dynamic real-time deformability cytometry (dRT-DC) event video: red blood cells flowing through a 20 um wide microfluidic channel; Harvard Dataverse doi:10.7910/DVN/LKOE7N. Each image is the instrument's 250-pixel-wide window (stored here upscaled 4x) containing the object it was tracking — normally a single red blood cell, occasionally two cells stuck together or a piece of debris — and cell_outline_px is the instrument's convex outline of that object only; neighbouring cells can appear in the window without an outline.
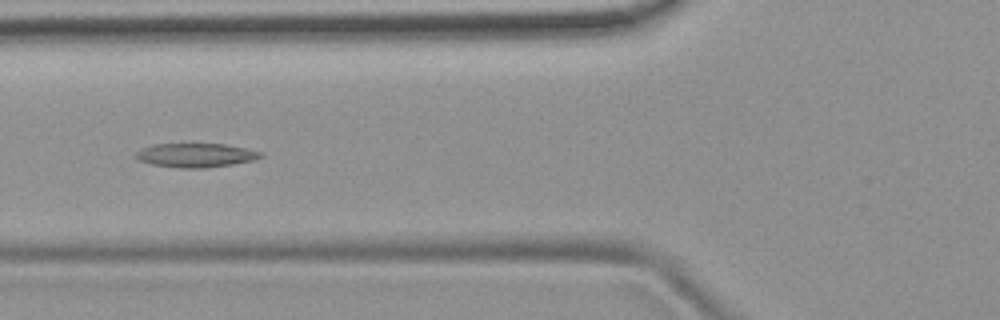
{"species": "common noctule bat (a hibernating species)", "species_latin": "Nyctalus noctula", "temperature_condition": "room temperature", "stored_images_in_passage": 8, "camera_frame_rate_fps": 3000, "um_per_image_px": 0.085, "animal": {"sex": "female", "body_mass_g": 19.9}, "frame": {"image": 1, "passage_image": 6, "time_ms": 5.667, "image_size_px": [1000, 320], "cell_outline_px": [[264, 156], [252, 160], [232, 164], [204, 168], [180, 168], [152, 164], [140, 160], [136, 156], [136, 152], [144, 148], [156, 144], [224, 144], [264, 152]], "centroid_in_image_um": [16.68, 13.19], "position_along_channel_um": 109.1, "area_um2": 17.17}}
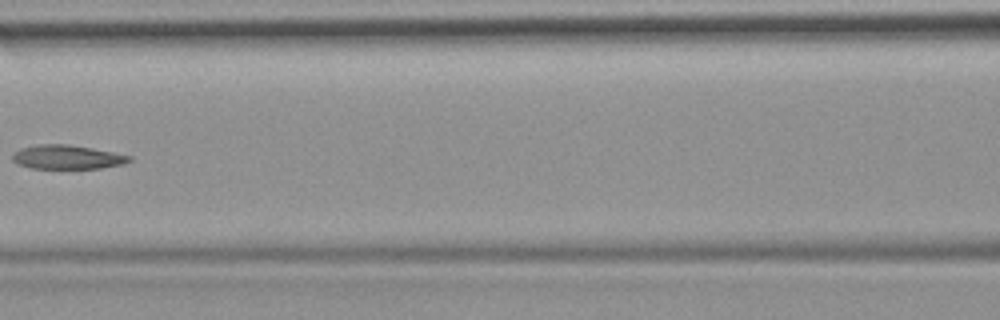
{"frame": {"image": 2, "passage_image": 7, "time_ms": 7.0, "image_size_px": [1000, 320], "cell_outline_px": [[132, 160], [120, 164], [100, 168], [32, 168], [20, 164], [12, 160], [12, 156], [20, 148], [36, 144], [68, 144], [92, 148], [132, 156]], "centroid_in_image_um": [5.7, 13.34], "position_along_channel_um": 160.9, "area_um2": 16.13}}
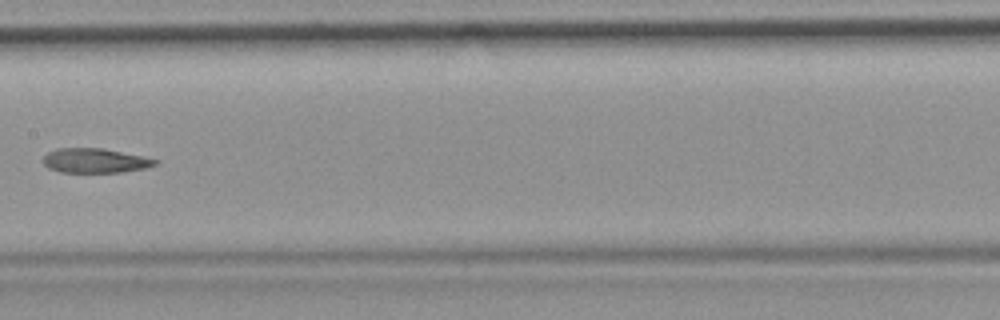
{"frame": {"image": 3, "passage_image": 8, "time_ms": 8.0, "image_size_px": [1000, 320], "cell_outline_px": [[156, 164], [144, 168], [120, 172], [60, 172], [48, 168], [44, 164], [44, 156], [48, 152], [56, 148], [100, 148], [140, 156], [156, 160]], "centroid_in_image_um": [7.99, 13.65], "position_along_channel_um": 199.4, "area_um2": 15.61}}